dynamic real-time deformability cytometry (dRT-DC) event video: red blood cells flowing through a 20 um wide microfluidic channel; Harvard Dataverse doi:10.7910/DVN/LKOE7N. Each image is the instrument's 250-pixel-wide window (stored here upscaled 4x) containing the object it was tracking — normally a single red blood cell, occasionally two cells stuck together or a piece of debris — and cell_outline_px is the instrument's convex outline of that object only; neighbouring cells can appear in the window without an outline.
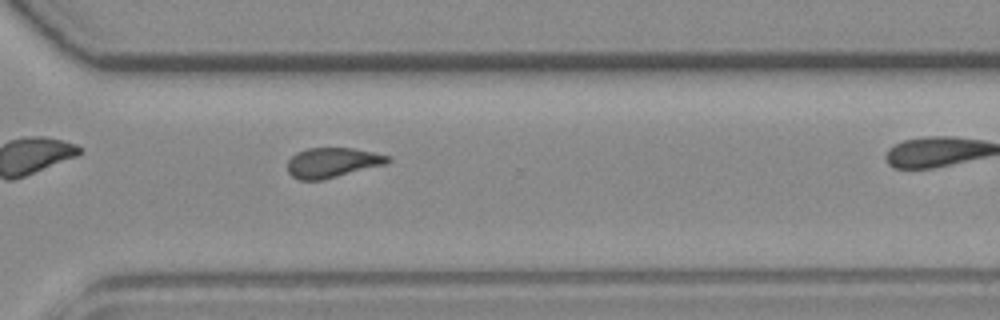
{"species": "common noctule bat (a hibernating species)", "species_latin": "Nyctalus noctula", "temperature_condition": "room temperature", "stored_images_in_passage": 28, "camera_frame_rate_fps": 3000, "um_per_image_px": 0.085, "animal": {"sex": "female", "body_mass_g": 19.3, "forearm_length_mm": 54.1}, "frame": {"image": 1, "passage_image": 24, "time_ms": 7.667, "image_size_px": [1000, 320], "cell_outline_px": [[392, 160], [384, 164], [324, 180], [300, 180], [292, 176], [288, 172], [288, 160], [296, 152], [308, 148], [352, 148], [372, 152], [388, 156]], "centroid_in_image_um": [28.21, 13.82], "position_along_channel_um": 342.4, "area_um2": 17.34}}